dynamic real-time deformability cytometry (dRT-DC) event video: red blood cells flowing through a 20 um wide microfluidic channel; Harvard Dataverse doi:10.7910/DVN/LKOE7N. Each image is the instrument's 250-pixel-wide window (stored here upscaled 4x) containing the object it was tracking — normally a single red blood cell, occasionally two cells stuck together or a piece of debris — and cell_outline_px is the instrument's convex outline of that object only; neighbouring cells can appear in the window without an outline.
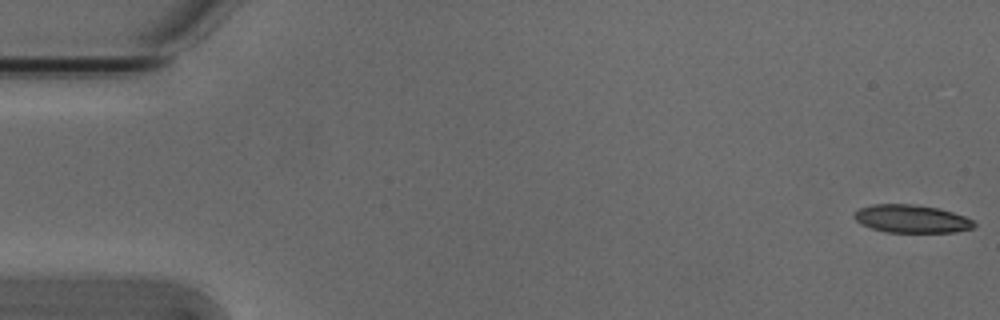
{"species": "Egyptian fruit bat (a non-hibernating species)", "species_latin": "Rousettus aegyptiacus", "temperature_condition": "cold", "stored_images_in_passage": 18, "camera_frame_rate_fps": 3000, "um_per_image_px": 0.085, "animal": {"sex": "male"}, "frame": {"image": 1, "passage_image": 1, "time_ms": 0.0, "image_size_px": [1000, 320], "cell_outline_px": [[976, 228], [956, 232], [888, 232], [872, 228], [856, 220], [852, 216], [852, 212], [860, 208], [872, 204], [916, 204], [940, 208], [964, 216], [972, 220], [976, 224]], "centroid_in_image_um": [77.5, 18.59], "position_along_channel_um": 7.5, "area_um2": 19.65}}